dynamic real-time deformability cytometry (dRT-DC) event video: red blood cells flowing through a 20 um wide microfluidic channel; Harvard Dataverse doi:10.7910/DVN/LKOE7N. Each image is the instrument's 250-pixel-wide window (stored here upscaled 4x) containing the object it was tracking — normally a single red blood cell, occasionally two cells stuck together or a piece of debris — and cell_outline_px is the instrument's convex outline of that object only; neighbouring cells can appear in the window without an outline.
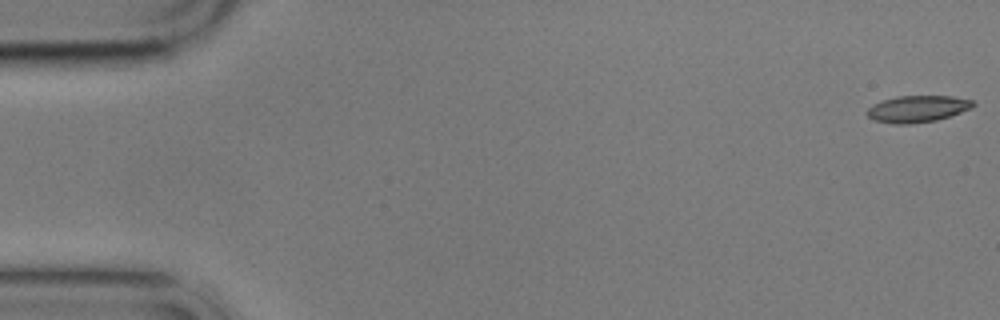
{"species": "common noctule bat (a hibernating species)", "species_latin": "Nyctalus noctula", "temperature_condition": "cold", "stored_images_in_passage": 6, "camera_frame_rate_fps": 3000, "um_per_image_px": 0.085, "animal": {"sex": "male", "body_mass_g": 17.9}, "frame": {"image": 1, "passage_image": 1, "time_ms": 0.0, "image_size_px": [1000, 320], "cell_outline_px": [[976, 104], [972, 108], [936, 120], [908, 124], [896, 124], [872, 120], [864, 112], [872, 104], [896, 96], [952, 96], [972, 100]], "centroid_in_image_um": [77.95, 9.25], "position_along_channel_um": 7.1, "area_um2": 16.47}}
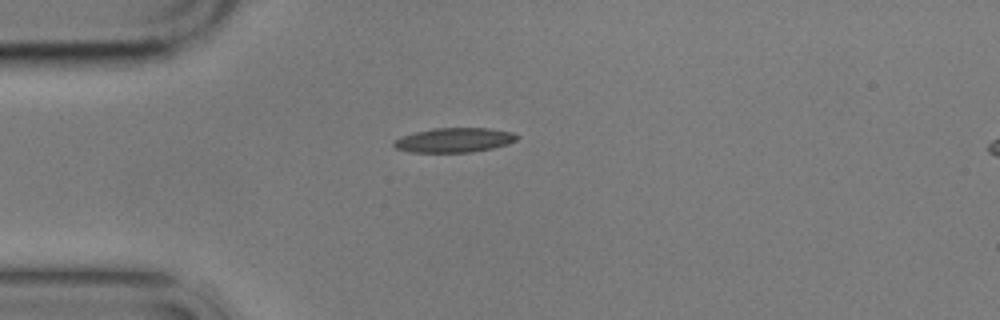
{"frame": {"image": 2, "passage_image": 5, "time_ms": 4.667, "image_size_px": [1000, 320], "cell_outline_px": [[520, 136], [516, 140], [508, 144], [492, 148], [472, 152], [408, 152], [396, 148], [392, 144], [392, 140], [400, 136], [432, 128], [488, 128], [512, 132]], "centroid_in_image_um": [38.58, 11.9], "position_along_channel_um": 46.4, "area_um2": 17.69}}
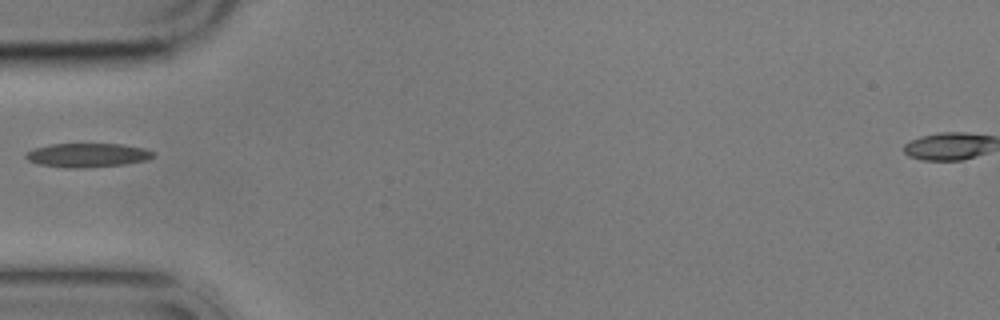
{"frame": {"image": 3, "passage_image": 6, "time_ms": 6.0, "image_size_px": [1000, 320], "cell_outline_px": [[156, 156], [148, 160], [124, 164], [84, 168], [64, 168], [36, 164], [28, 160], [24, 156], [32, 148], [48, 144], [124, 144], [144, 148], [156, 152]], "centroid_in_image_um": [7.44, 13.19], "position_along_channel_um": 77.6, "area_um2": 18.15}}